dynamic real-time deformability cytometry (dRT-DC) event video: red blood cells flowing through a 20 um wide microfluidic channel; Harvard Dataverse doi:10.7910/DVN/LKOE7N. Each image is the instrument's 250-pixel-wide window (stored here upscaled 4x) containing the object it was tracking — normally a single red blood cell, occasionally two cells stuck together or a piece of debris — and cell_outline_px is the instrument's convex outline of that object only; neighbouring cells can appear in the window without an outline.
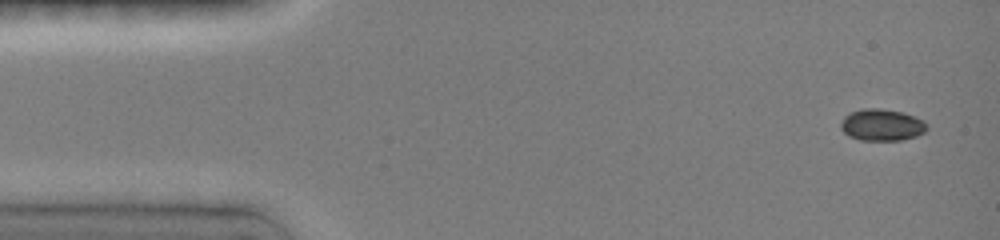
{"species": "common noctule bat (a hibernating species)", "species_latin": "Nyctalus noctula", "temperature_condition": "room temperature", "stored_images_in_passage": 19, "camera_frame_rate_fps": 3000, "um_per_image_px": 0.085, "animal": {"sex": "female", "body_mass_g": 19.0, "forearm_length_mm": 51.5}, "frame": {"image": 1, "passage_image": 1, "time_ms": 0.0, "image_size_px": [1000, 240], "cell_outline_px": [[928, 128], [924, 132], [916, 136], [900, 140], [860, 140], [848, 136], [840, 128], [840, 124], [844, 116], [860, 108], [880, 108], [900, 112], [916, 116], [924, 120], [928, 124]], "centroid_in_image_um": [74.96, 10.61], "position_along_channel_um": 10.0, "area_um2": 16.07}}
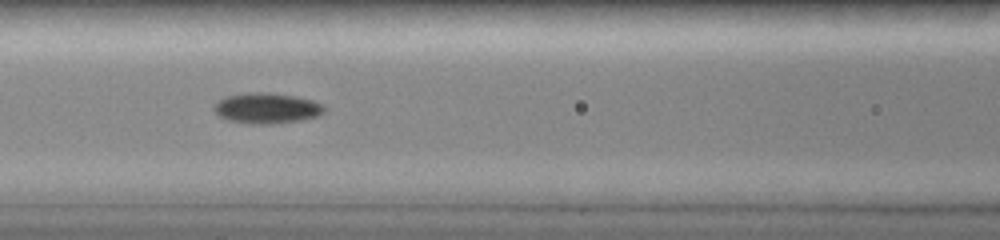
{"frame": {"image": 2, "passage_image": 11, "time_ms": 6.0, "image_size_px": [1000, 240], "cell_outline_px": [[324, 112], [320, 116], [304, 120], [272, 124], [248, 124], [228, 120], [220, 116], [212, 108], [220, 100], [228, 96], [260, 92], [292, 96], [312, 100], [320, 104], [324, 108]], "centroid_in_image_um": [22.7, 9.23], "position_along_channel_um": 143.9, "area_um2": 19.31}}
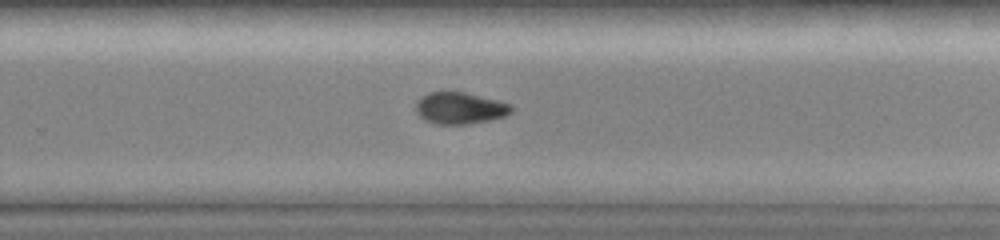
{"frame": {"image": 3, "passage_image": 18, "time_ms": 9.667, "image_size_px": [1000, 240], "cell_outline_px": [[512, 112], [504, 116], [488, 120], [468, 124], [440, 124], [424, 120], [416, 112], [416, 104], [428, 92], [464, 92], [512, 104]], "centroid_in_image_um": [39.1, 9.19], "position_along_channel_um": 290.7, "area_um2": 17.34}}